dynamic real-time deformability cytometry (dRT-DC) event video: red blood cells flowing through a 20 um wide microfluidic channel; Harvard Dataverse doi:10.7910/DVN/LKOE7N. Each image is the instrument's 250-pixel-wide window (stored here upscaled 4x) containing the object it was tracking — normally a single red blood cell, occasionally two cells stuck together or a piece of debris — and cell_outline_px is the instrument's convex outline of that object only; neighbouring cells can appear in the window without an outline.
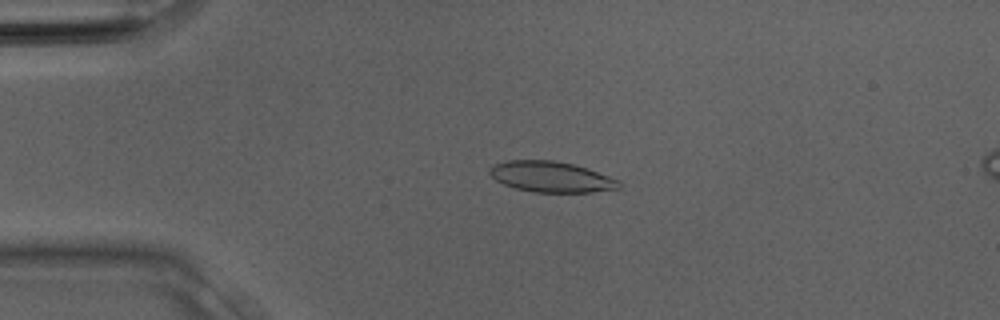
{"species": "Egyptian fruit bat (a non-hibernating species)", "species_latin": "Rousettus aegyptiacus", "temperature_condition": "room temperature", "stored_images_in_passage": 33, "camera_frame_rate_fps": 3000, "um_per_image_px": 0.085, "animal": {"sex": "male"}, "frame": {"image": 1, "passage_image": 8, "time_ms": 2.333, "image_size_px": [1000, 320], "cell_outline_px": [[620, 188], [592, 192], [532, 192], [516, 188], [504, 184], [496, 180], [488, 172], [488, 168], [492, 164], [504, 160], [552, 160], [572, 164], [588, 168], [620, 180]], "centroid_in_image_um": [46.82, 15.02], "position_along_channel_um": 38.2, "area_um2": 23.29}}
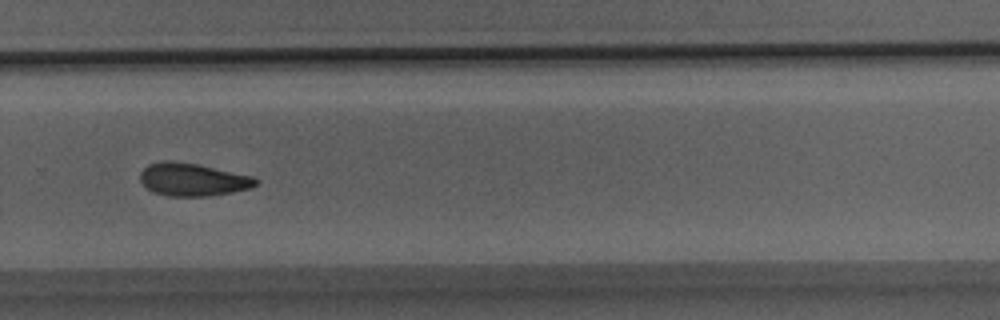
{"frame": {"image": 2, "passage_image": 23, "time_ms": 7.333, "image_size_px": [1000, 320], "cell_outline_px": [[260, 184], [252, 188], [232, 192], [208, 196], [168, 196], [152, 192], [140, 180], [140, 172], [148, 164], [168, 160], [196, 164], [256, 176], [260, 180]], "centroid_in_image_um": [16.45, 15.27], "position_along_channel_um": 313.4, "area_um2": 22.31}}
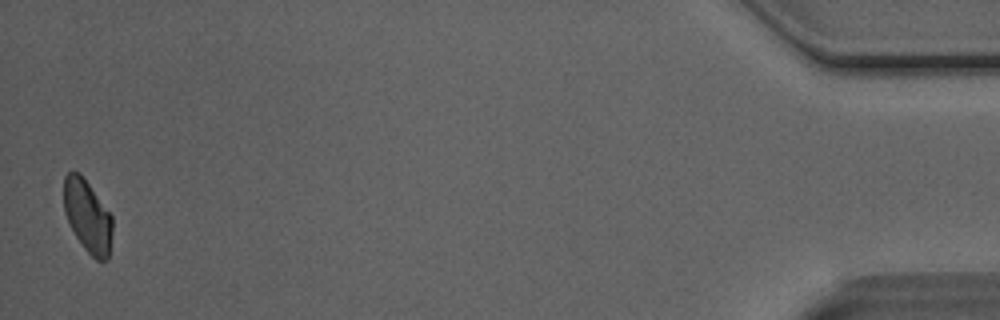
{"frame": {"image": 3, "passage_image": 33, "time_ms": 10.667, "image_size_px": [1000, 320], "cell_outline_px": [[112, 232], [108, 260], [96, 260], [84, 248], [76, 236], [64, 212], [64, 176], [68, 172], [80, 172], [112, 216]], "centroid_in_image_um": [7.44, 18.37], "position_along_channel_um": 427.8, "area_um2": 20.29}}